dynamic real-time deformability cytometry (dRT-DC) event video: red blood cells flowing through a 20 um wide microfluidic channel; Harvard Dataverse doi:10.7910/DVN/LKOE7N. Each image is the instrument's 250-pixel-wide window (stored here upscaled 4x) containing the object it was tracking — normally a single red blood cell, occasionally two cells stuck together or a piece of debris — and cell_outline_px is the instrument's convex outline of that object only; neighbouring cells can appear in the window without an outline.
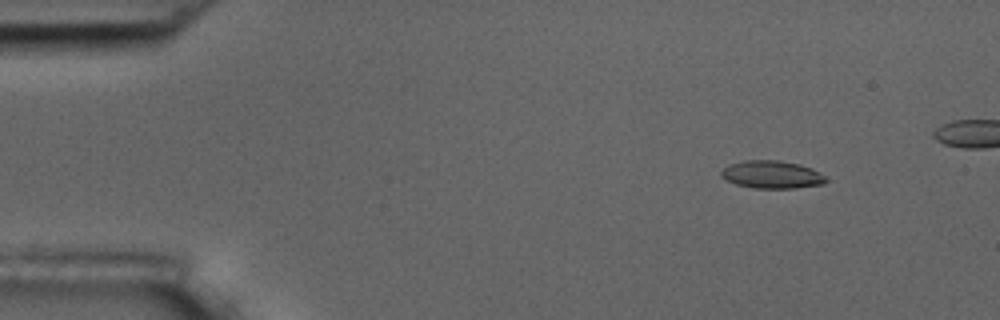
{"species": "common noctule bat (a hibernating species)", "species_latin": "Nyctalus noctula", "temperature_condition": "room temperature", "stored_images_in_passage": 7, "camera_frame_rate_fps": 3000, "um_per_image_px": 0.085, "animal": {"sex": "male", "body_mass_g": 17.5, "forearm_length_mm": 52.3}, "frame": {"image": 1, "passage_image": 2, "time_ms": 1.0, "image_size_px": [1000, 320], "cell_outline_px": [[828, 180], [824, 184], [796, 188], [752, 188], [736, 184], [720, 176], [720, 172], [728, 164], [744, 160], [780, 160], [800, 164], [812, 168], [824, 176]], "centroid_in_image_um": [65.6, 14.83], "position_along_channel_um": 19.4, "area_um2": 17.05}}